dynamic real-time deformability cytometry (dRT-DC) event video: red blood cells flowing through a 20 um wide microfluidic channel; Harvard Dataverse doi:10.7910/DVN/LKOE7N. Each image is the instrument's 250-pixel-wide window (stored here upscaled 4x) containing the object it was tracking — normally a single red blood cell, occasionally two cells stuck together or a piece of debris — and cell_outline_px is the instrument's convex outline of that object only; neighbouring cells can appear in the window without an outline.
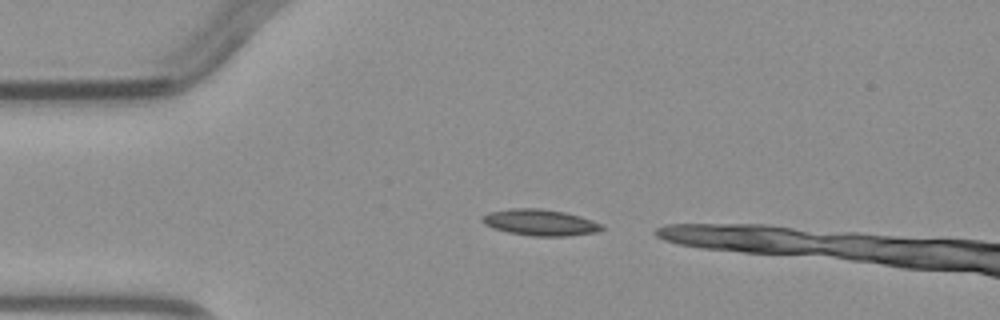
{"species": "common noctule bat (a hibernating species)", "species_latin": "Nyctalus noctula", "temperature_condition": "warm", "stored_images_in_passage": 3, "camera_frame_rate_fps": 3000, "um_per_image_px": 0.085, "animal": {"sex": "male", "body_mass_g": 23.1, "forearm_length_mm": 52.7}, "frame": {"image": 1, "passage_image": 1, "time_ms": 0.0, "image_size_px": [1000, 320], "cell_outline_px": [[604, 228], [596, 232], [568, 236], [532, 236], [508, 232], [492, 228], [484, 224], [480, 220], [480, 216], [488, 212], [512, 208], [540, 208], [564, 212], [580, 216], [604, 224]], "centroid_in_image_um": [45.88, 18.9], "position_along_channel_um": 39.1, "area_um2": 18.5}}